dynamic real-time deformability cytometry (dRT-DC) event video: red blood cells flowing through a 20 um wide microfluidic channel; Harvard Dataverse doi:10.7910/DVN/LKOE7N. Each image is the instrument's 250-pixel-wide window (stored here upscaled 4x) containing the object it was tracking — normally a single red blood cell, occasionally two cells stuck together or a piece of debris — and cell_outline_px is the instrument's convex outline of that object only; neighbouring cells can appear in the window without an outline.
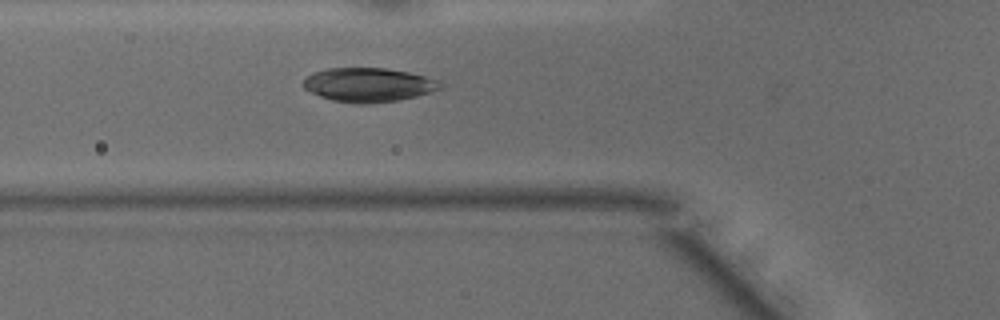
{"species": "common noctule bat (a hibernating species)", "species_latin": "Nyctalus noctula", "temperature_condition": "warm", "stored_images_in_passage": 36, "camera_frame_rate_fps": 3000, "um_per_image_px": 0.085, "animal": {"sex": "male", "body_mass_g": 15.6}, "frame": {"image": 1, "passage_image": 5, "time_ms": 1.333, "image_size_px": [1000, 320], "cell_outline_px": [[444, 88], [416, 96], [400, 100], [364, 104], [332, 100], [320, 96], [304, 88], [304, 76], [312, 72], [328, 68], [384, 68], [408, 72], [440, 80], [444, 84]], "centroid_in_image_um": [31.35, 7.2], "position_along_channel_um": 94.5, "area_um2": 27.22}}
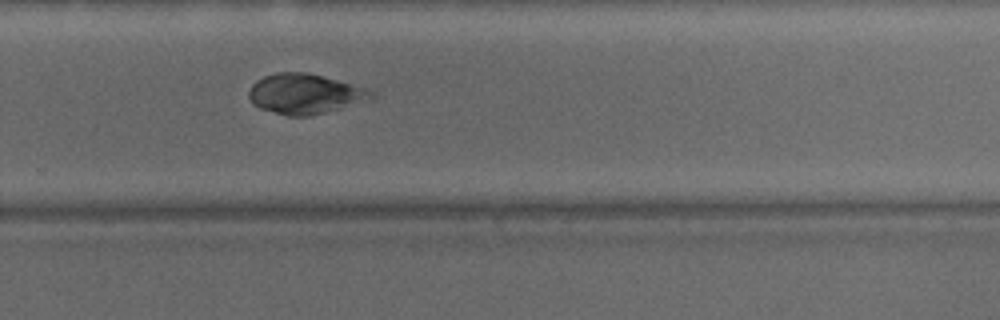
{"frame": {"image": 2, "passage_image": 20, "time_ms": 6.333, "image_size_px": [1000, 320], "cell_outline_px": [[376, 96], [372, 100], [308, 116], [288, 116], [260, 108], [252, 104], [248, 96], [248, 92], [252, 84], [256, 80], [264, 76], [276, 72], [308, 72], [364, 88], [372, 92]], "centroid_in_image_um": [25.88, 7.98], "position_along_channel_um": 303.9, "area_um2": 28.44}}
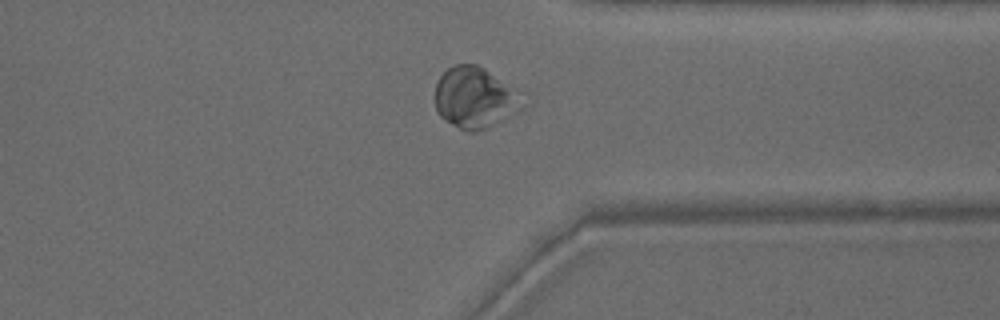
{"frame": {"image": 3, "passage_image": 25, "time_ms": 8.0, "image_size_px": [1000, 320], "cell_outline_px": [[536, 100], [492, 124], [484, 128], [472, 132], [468, 132], [444, 120], [440, 116], [436, 108], [436, 84], [440, 76], [452, 64], [476, 64], [524, 88]], "centroid_in_image_um": [40.56, 8.24], "position_along_channel_um": 370.8, "area_um2": 32.48}, "authors_computed_cell_mechanics": {"area_um2": 27.9463, "velocity_mm_per_s": 4.1857, "shape_relaxation_time_tau1_ms": 5.9829, "shape_relaxation_time_tau2_ms": null, "deformation_change_tau1": 0.1228, "deformation_change_tau2": null}}